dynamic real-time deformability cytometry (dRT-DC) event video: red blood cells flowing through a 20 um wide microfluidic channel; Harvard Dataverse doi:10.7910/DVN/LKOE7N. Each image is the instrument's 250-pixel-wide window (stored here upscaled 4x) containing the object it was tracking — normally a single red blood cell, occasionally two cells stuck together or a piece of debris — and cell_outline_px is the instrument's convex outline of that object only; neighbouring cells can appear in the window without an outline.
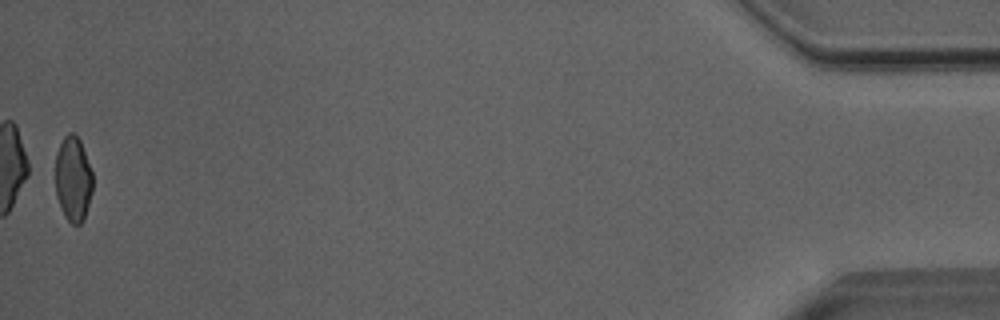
{"species": "Egyptian fruit bat (a non-hibernating species)", "species_latin": "Rousettus aegyptiacus", "temperature_condition": "room temperature", "stored_images_in_passage": 51, "camera_frame_rate_fps": 3000, "um_per_image_px": 0.085, "animal": {"sex": "male"}, "frame": {"image": 1, "passage_image": 51, "time_ms": 16.667, "image_size_px": [1000, 320], "cell_outline_px": [[92, 192], [84, 220], [80, 224], [72, 224], [64, 216], [56, 196], [56, 152], [64, 136], [68, 132], [72, 132], [80, 140], [92, 172]], "centroid_in_image_um": [6.21, 15.22], "position_along_channel_um": 429.0, "area_um2": 18.5}, "authors_computed_cell_mechanics": {"area_um2": 20.3456, "velocity_mm_per_s": 4.0482, "shape_relaxation_time_tau1_ms": null, "shape_relaxation_time_tau2_ms": 1.378, "deformation_change_tau1": null, "deformation_change_tau2": 0.0625}}